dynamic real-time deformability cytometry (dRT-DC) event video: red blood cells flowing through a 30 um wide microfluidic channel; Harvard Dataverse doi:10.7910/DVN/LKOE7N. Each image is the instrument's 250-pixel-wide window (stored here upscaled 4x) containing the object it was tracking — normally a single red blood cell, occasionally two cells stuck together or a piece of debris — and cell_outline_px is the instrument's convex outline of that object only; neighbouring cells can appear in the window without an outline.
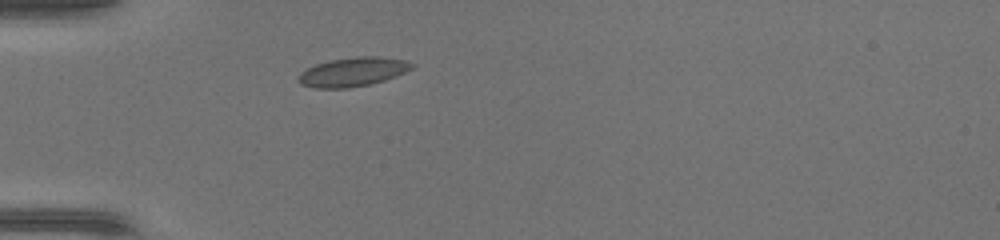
{"species": "common noctule bat (a hibernating species)", "species_latin": "Nyctalus noctula", "temperature_condition": "warm", "stored_images_in_passage": 33, "camera_frame_rate_fps": 3000, "um_per_image_px": 0.085, "animal": {"sex": "female", "body_mass_g": 17.0, "forearm_length_mm": 48.0}, "frame": {"image": 1, "passage_image": 1, "time_ms": 0.0, "image_size_px": [1000, 240], "cell_outline_px": [[416, 64], [412, 68], [396, 76], [384, 80], [368, 84], [348, 88], [316, 88], [300, 84], [296, 80], [296, 76], [300, 72], [316, 64], [328, 60], [356, 56], [380, 56], [404, 60]], "centroid_in_image_um": [29.95, 6.1], "position_along_channel_um": 55.0, "area_um2": 19.31}}
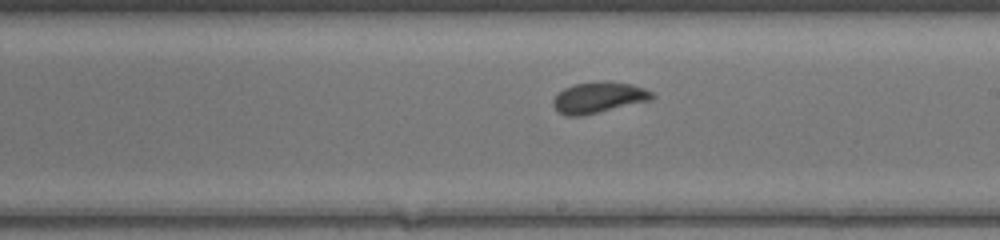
{"frame": {"image": 2, "passage_image": 14, "time_ms": 4.333, "image_size_px": [1000, 240], "cell_outline_px": [[656, 96], [652, 100], [580, 116], [564, 116], [552, 104], [552, 100], [564, 88], [576, 84], [604, 80], [632, 84], [644, 88], [652, 92]], "centroid_in_image_um": [50.91, 8.28], "position_along_channel_um": 238.1, "area_um2": 17.8}}
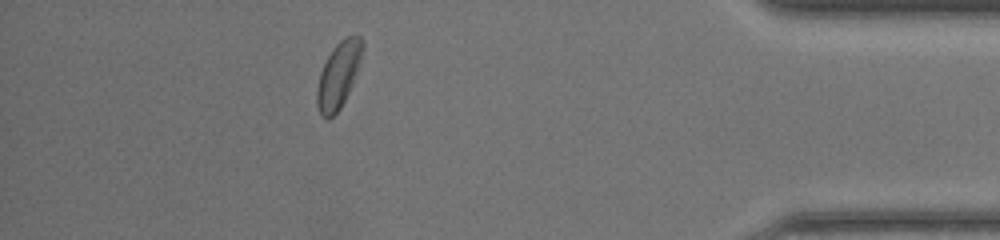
{"frame": {"image": 3, "passage_image": 28, "time_ms": 9.0, "image_size_px": [1000, 240], "cell_outline_px": [[364, 48], [352, 84], [340, 108], [328, 120], [320, 116], [316, 104], [316, 88], [320, 72], [332, 48], [344, 36], [360, 36], [364, 40]], "centroid_in_image_um": [28.75, 6.37], "position_along_channel_um": 406.5, "area_um2": 17.51}}